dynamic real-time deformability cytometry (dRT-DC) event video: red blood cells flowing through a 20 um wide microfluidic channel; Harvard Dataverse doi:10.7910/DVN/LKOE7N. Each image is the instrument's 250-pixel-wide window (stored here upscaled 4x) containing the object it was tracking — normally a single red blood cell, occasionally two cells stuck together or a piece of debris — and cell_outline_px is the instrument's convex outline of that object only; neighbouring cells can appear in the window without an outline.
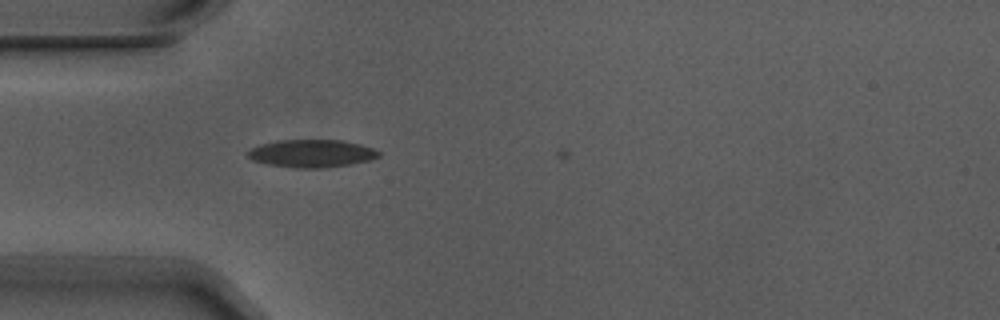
{"species": "Egyptian fruit bat (a non-hibernating species)", "species_latin": "Rousettus aegyptiacus", "temperature_condition": "warm", "stored_images_in_passage": 2, "camera_frame_rate_fps": 3000, "um_per_image_px": 0.085, "animal": {"sex": "male"}, "frame": {"image": 1, "passage_image": 2, "time_ms": 0.333, "image_size_px": [1000, 320], "cell_outline_px": [[380, 156], [372, 160], [352, 164], [324, 168], [296, 168], [268, 164], [252, 160], [248, 156], [248, 152], [252, 148], [260, 144], [280, 140], [344, 140], [360, 144], [372, 148], [380, 152]], "centroid_in_image_um": [26.53, 13.05], "position_along_channel_um": 58.5, "area_um2": 21.21}}